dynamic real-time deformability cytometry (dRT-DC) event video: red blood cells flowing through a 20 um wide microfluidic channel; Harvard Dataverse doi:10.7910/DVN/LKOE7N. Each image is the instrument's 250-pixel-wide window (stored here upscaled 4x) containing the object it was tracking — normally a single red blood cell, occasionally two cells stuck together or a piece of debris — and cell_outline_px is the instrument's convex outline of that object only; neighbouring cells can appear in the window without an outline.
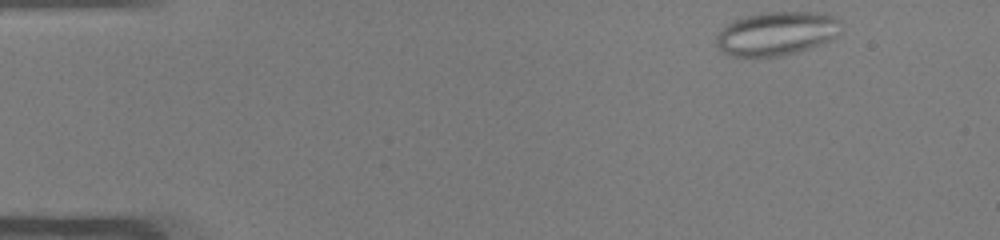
{"species": "common noctule bat (a hibernating species)", "species_latin": "Nyctalus noctula", "temperature_condition": "warm", "stored_images_in_passage": 45, "camera_frame_rate_fps": 3000, "um_per_image_px": 0.085, "animal": {"sex": "male", "body_mass_g": 19.0, "forearm_length_mm": 50.8}, "frame": {"image": 1, "passage_image": 1, "time_ms": 0.0, "image_size_px": [1000, 240], "cell_outline_px": [[840, 32], [836, 36], [820, 44], [796, 52], [780, 56], [732, 56], [724, 52], [716, 44], [716, 36], [728, 24], [736, 20], [748, 16], [768, 12], [824, 12], [840, 20]], "centroid_in_image_um": [66.04, 2.84], "position_along_channel_um": 19.0, "area_um2": 31.33}}
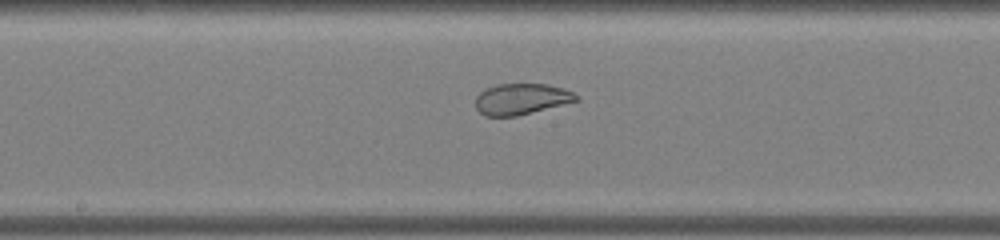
{"frame": {"image": 2, "passage_image": 22, "time_ms": 7.0, "image_size_px": [1000, 240], "cell_outline_px": [[580, 100], [516, 116], [484, 116], [476, 108], [476, 96], [484, 88], [500, 84], [548, 84], [564, 88], [580, 96]], "centroid_in_image_um": [44.32, 8.41], "position_along_channel_um": 203.9, "area_um2": 18.26}}
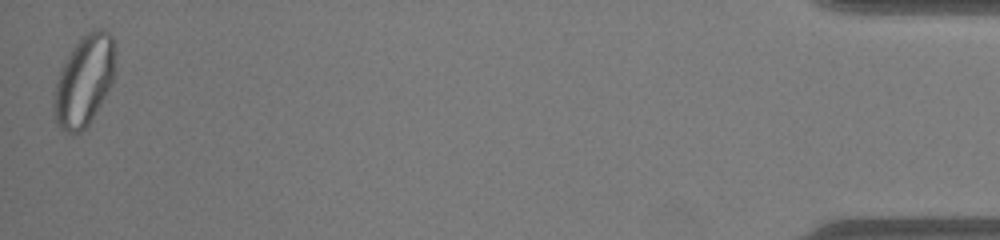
{"frame": {"image": 3, "passage_image": 45, "time_ms": 14.667, "image_size_px": [1000, 240], "cell_outline_px": [[112, 84], [88, 124], [80, 132], [72, 136], [60, 128], [56, 124], [52, 104], [52, 100], [56, 80], [72, 48], [84, 32], [96, 28], [104, 28], [112, 36]], "centroid_in_image_um": [7.09, 6.89], "position_along_channel_um": 428.1, "area_um2": 32.02}, "authors_computed_cell_mechanics": {"area_um2": 25.721, "velocity_mm_per_s": 4.0554, "shape_relaxation_time_tau1_ms": null, "shape_relaxation_time_tau2_ms": 0.6738, "deformation_change_tau1": null, "deformation_change_tau2": 0.0624}}